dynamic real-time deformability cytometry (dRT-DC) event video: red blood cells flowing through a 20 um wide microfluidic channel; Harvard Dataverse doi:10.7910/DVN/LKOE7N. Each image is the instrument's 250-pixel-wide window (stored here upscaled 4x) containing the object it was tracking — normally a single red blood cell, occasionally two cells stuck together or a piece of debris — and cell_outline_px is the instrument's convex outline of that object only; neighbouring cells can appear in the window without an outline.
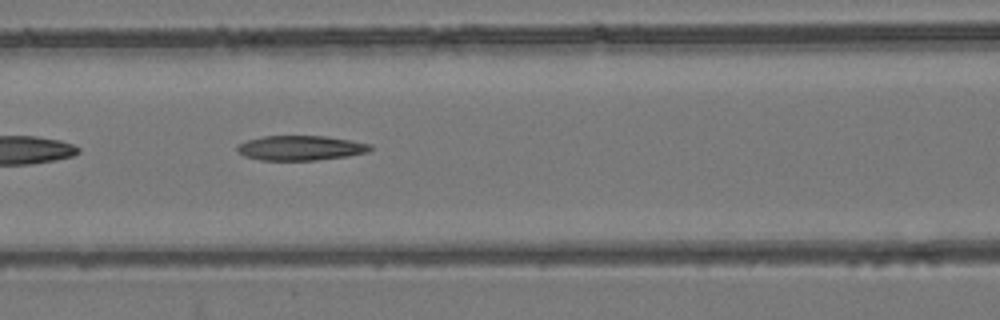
{"species": "common noctule bat (a hibernating species)", "species_latin": "Nyctalus noctula", "temperature_condition": "room temperature", "stored_images_in_passage": 6, "camera_frame_rate_fps": 3000, "um_per_image_px": 0.085, "animal": {"sex": "female", "body_mass_g": 24.6, "forearm_length_mm": 56.2}, "frame": {"image": 1, "passage_image": 6, "time_ms": 6.667, "image_size_px": [1000, 320], "cell_outline_px": [[372, 148], [368, 152], [348, 156], [316, 160], [260, 160], [244, 156], [236, 152], [236, 148], [240, 144], [248, 140], [264, 136], [324, 136], [352, 140], [372, 144]], "centroid_in_image_um": [25.56, 12.58], "position_along_channel_um": 141.0, "area_um2": 19.25}}